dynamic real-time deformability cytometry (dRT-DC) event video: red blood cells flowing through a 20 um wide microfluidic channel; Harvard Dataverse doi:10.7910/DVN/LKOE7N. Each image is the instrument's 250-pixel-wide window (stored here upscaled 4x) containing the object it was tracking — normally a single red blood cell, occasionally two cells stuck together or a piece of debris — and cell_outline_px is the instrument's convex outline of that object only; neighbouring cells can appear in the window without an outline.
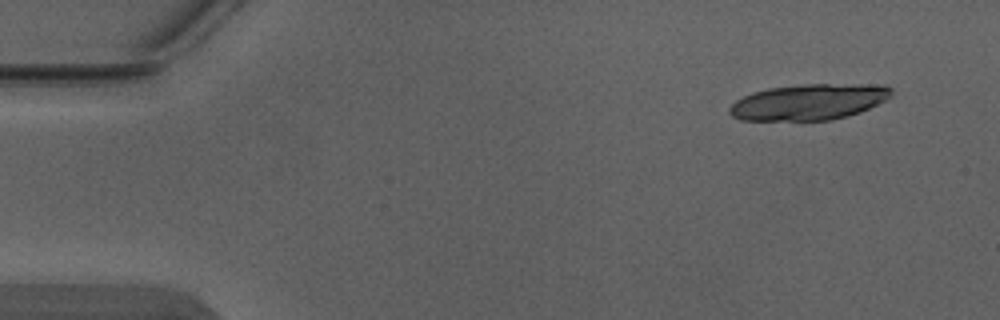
{"species": "Egyptian fruit bat (a non-hibernating species)", "species_latin": "Rousettus aegyptiacus", "temperature_condition": "warm", "stored_images_in_passage": 4, "camera_frame_rate_fps": 3000, "um_per_image_px": 0.085, "animal": {"sex": "male"}, "frame": {"image": 1, "passage_image": 1, "time_ms": 0.0, "image_size_px": [1000, 320], "cell_outline_px": [[892, 96], [888, 100], [860, 112], [848, 116], [828, 120], [740, 120], [732, 116], [728, 112], [728, 108], [736, 100], [752, 92], [768, 88], [808, 84], [884, 84], [892, 88]], "centroid_in_image_um": [68.8, 8.66], "position_along_channel_um": 16.2, "area_um2": 34.16}}